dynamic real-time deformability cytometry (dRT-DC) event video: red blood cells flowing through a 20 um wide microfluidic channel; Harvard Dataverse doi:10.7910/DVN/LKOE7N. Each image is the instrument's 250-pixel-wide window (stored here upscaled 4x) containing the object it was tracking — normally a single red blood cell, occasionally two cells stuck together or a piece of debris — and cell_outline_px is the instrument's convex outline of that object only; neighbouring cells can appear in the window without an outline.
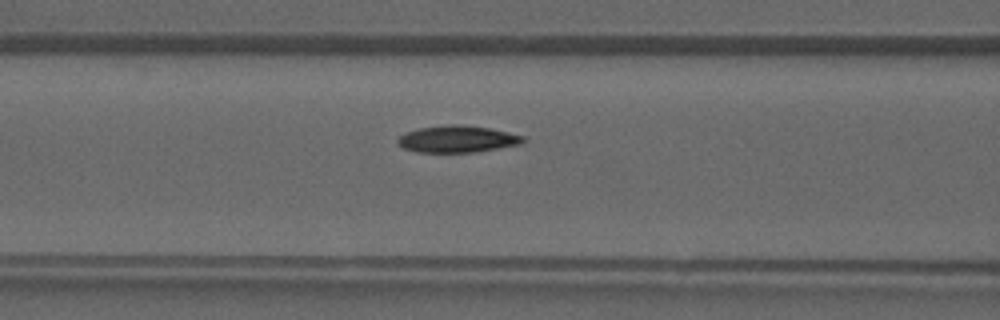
{"species": "common noctule bat (a hibernating species)", "species_latin": "Nyctalus noctula", "temperature_condition": "warm", "stored_images_in_passage": 37, "camera_frame_rate_fps": 3000, "um_per_image_px": 0.085, "animal": {"sex": "male", "forearm_length_mm": 52.5}, "frame": {"image": 1, "passage_image": 13, "time_ms": 4.0, "image_size_px": [1000, 320], "cell_outline_px": [[524, 140], [520, 144], [476, 152], [416, 152], [404, 148], [396, 140], [400, 136], [408, 132], [420, 128], [448, 124], [460, 124], [488, 128], [508, 132], [524, 136]], "centroid_in_image_um": [38.88, 11.82], "position_along_channel_um": 127.7, "area_um2": 19.36}}
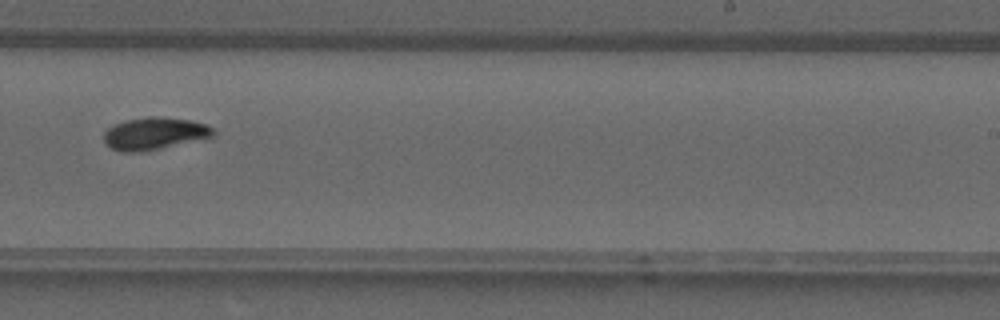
{"frame": {"image": 2, "passage_image": 22, "time_ms": 7.0, "image_size_px": [1000, 320], "cell_outline_px": [[216, 136], [160, 148], [140, 152], [120, 152], [104, 144], [104, 132], [108, 128], [124, 120], [148, 116], [164, 116], [192, 120], [208, 124], [216, 132]], "centroid_in_image_um": [13.15, 11.33], "position_along_channel_um": 275.9, "area_um2": 20.87}}
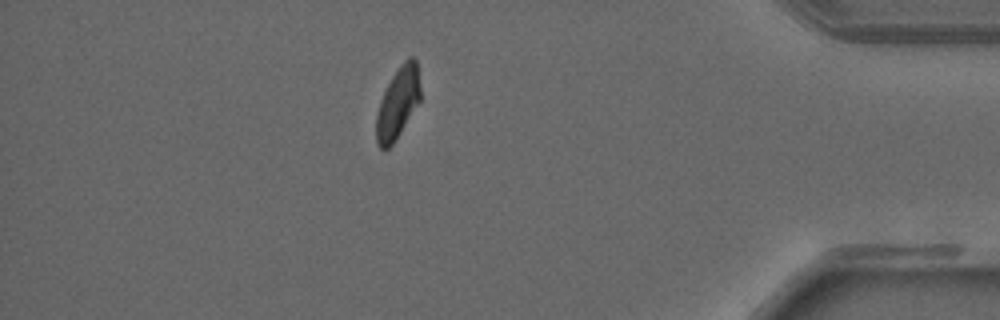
{"frame": {"image": 3, "passage_image": 32, "time_ms": 10.333, "image_size_px": [1000, 320], "cell_outline_px": [[420, 100], [400, 132], [392, 144], [388, 148], [380, 148], [376, 140], [376, 116], [380, 100], [392, 76], [400, 64], [408, 56], [412, 56], [416, 60], [420, 88]], "centroid_in_image_um": [33.81, 8.72], "position_along_channel_um": 401.4, "area_um2": 17.98}}